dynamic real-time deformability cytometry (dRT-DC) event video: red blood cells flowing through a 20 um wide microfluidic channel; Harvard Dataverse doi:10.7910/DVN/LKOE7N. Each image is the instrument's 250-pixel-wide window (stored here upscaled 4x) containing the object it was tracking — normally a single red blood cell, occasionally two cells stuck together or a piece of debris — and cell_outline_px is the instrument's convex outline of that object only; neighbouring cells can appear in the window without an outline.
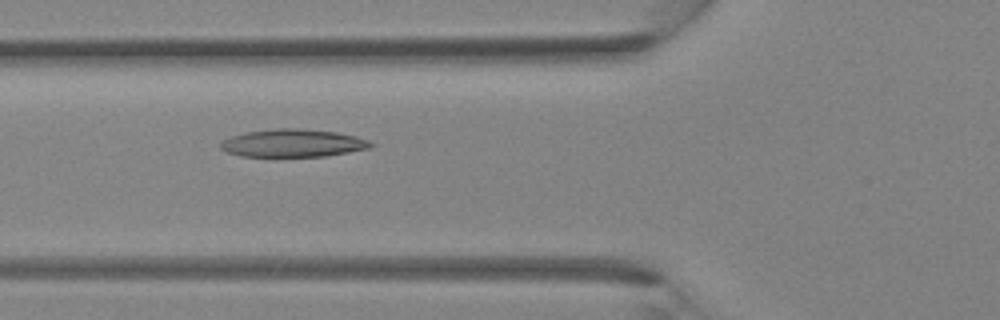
{"species": "Egyptian fruit bat (a non-hibernating species)", "species_latin": "Rousettus aegyptiacus", "temperature_condition": "room temperature", "stored_images_in_passage": 3, "camera_frame_rate_fps": 3000, "um_per_image_px": 0.085, "animal": {"sex": "female"}, "frame": {"image": 1, "passage_image": 2, "time_ms": 1.333, "image_size_px": [1000, 320], "cell_outline_px": [[376, 144], [368, 148], [348, 152], [324, 156], [240, 156], [228, 152], [220, 148], [220, 144], [224, 140], [232, 136], [248, 132], [276, 128], [296, 128], [336, 132], [356, 136], [368, 140]], "centroid_in_image_um": [24.92, 12.16], "position_along_channel_um": 100.9, "area_um2": 24.04}}
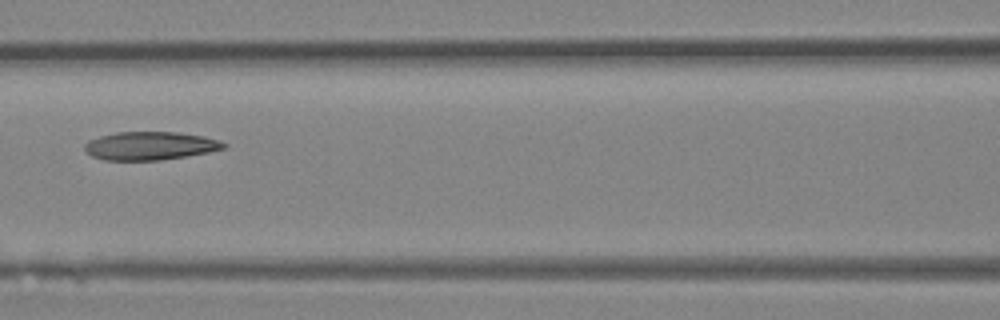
{"frame": {"image": 2, "passage_image": 3, "time_ms": 2.333, "image_size_px": [1000, 320], "cell_outline_px": [[228, 148], [208, 152], [160, 160], [104, 160], [92, 156], [84, 148], [84, 144], [88, 140], [100, 136], [116, 132], [176, 132], [204, 136], [228, 144]], "centroid_in_image_um": [12.76, 12.39], "position_along_channel_um": 153.8, "area_um2": 22.83}}